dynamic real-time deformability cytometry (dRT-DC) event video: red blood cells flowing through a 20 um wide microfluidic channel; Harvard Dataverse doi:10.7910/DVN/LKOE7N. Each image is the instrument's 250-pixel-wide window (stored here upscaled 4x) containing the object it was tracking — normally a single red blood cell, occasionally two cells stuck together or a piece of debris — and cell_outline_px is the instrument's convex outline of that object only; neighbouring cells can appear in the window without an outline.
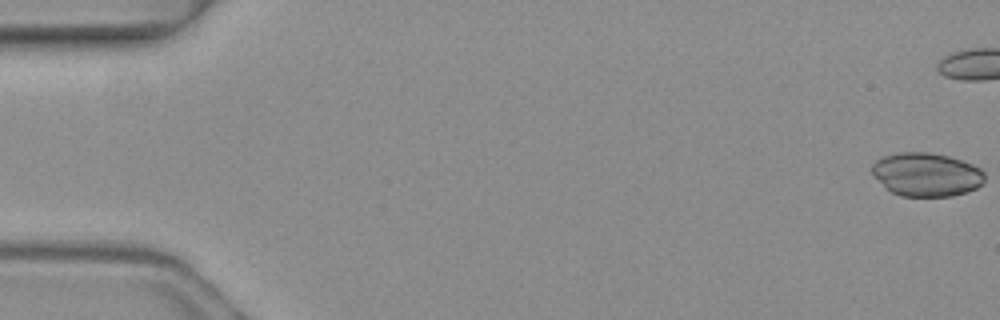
{"species": "common noctule bat (a hibernating species)", "species_latin": "Nyctalus noctula", "temperature_condition": "warm", "stored_images_in_passage": 5, "camera_frame_rate_fps": 3000, "um_per_image_px": 0.085, "animal": {"sex": "female", "body_mass_g": 19.3, "forearm_length_mm": 54.1}, "frame": {"image": 1, "passage_image": 1, "time_ms": 0.0, "image_size_px": [1000, 320], "cell_outline_px": [[984, 180], [976, 188], [952, 196], [900, 196], [892, 192], [872, 176], [872, 164], [876, 160], [884, 156], [896, 152], [928, 152], [948, 156], [972, 164], [980, 168], [984, 172]], "centroid_in_image_um": [78.72, 14.82], "position_along_channel_um": 6.3, "area_um2": 28.55}}